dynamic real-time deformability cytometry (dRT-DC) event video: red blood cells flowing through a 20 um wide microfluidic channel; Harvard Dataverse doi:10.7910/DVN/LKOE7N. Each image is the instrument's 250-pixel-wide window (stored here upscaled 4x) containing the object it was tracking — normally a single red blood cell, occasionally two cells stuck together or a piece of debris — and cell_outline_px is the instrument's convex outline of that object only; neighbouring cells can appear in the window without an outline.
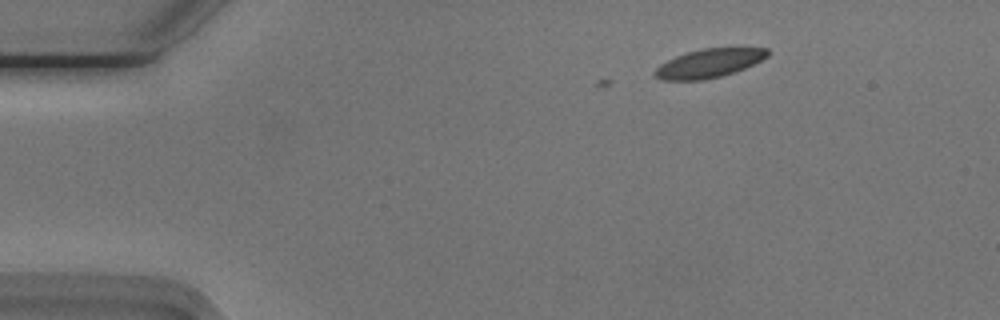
{"species": "Egyptian fruit bat (a non-hibernating species)", "species_latin": "Rousettus aegyptiacus", "temperature_condition": "cold", "stored_images_in_passage": 4, "camera_frame_rate_fps": 3000, "um_per_image_px": 0.085, "animal": {"sex": "male"}, "frame": {"image": 1, "passage_image": 4, "time_ms": 1.0, "image_size_px": [1000, 320], "cell_outline_px": [[768, 56], [744, 68], [720, 76], [704, 80], [660, 80], [652, 72], [660, 64], [676, 56], [688, 52], [704, 48], [768, 48]], "centroid_in_image_um": [60.22, 5.38], "position_along_channel_um": 24.8, "area_um2": 18.55}}